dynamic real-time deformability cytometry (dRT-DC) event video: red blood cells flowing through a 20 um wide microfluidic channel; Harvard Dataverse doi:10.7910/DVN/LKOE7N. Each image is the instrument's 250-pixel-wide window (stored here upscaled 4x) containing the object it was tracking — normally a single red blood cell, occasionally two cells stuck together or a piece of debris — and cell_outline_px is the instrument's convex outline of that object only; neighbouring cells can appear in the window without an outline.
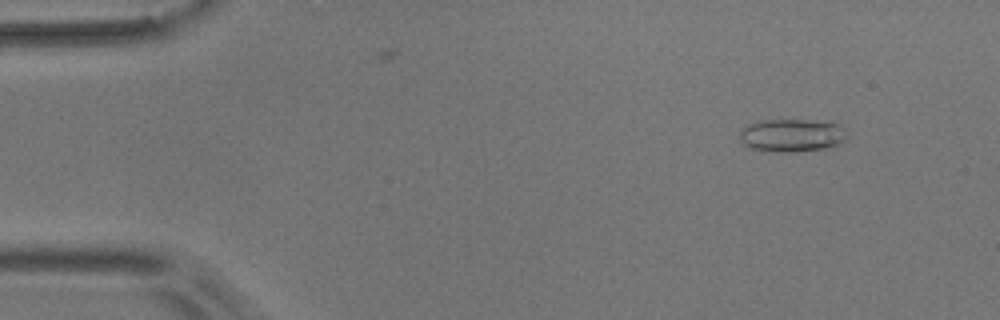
{"species": "common noctule bat (a hibernating species)", "species_latin": "Nyctalus noctula", "temperature_condition": "room temperature", "stored_images_in_passage": 55, "camera_frame_rate_fps": 3000, "um_per_image_px": 0.085, "animal": {"sex": "male", "body_mass_g": 17.9}, "frame": {"image": 1, "passage_image": 5, "time_ms": 1.333, "image_size_px": [1000, 320], "cell_outline_px": [[848, 136], [840, 144], [824, 148], [792, 152], [780, 152], [748, 148], [740, 140], [740, 132], [748, 124], [764, 120], [832, 120]], "centroid_in_image_um": [67.31, 11.49], "position_along_channel_um": 17.7, "area_um2": 20.58}}
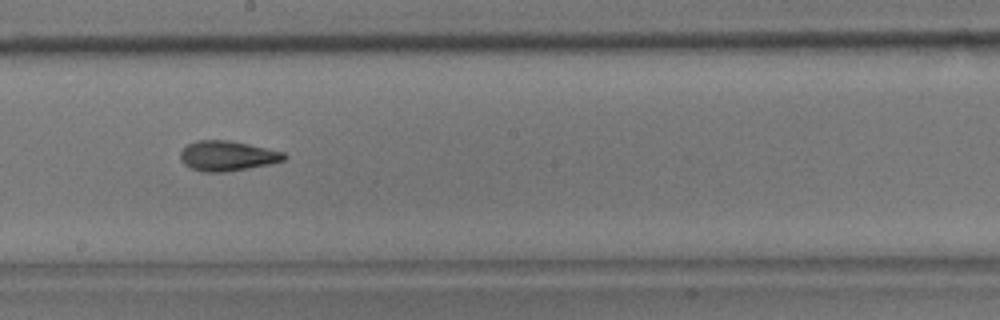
{"frame": {"image": 2, "passage_image": 30, "time_ms": 9.667, "image_size_px": [1000, 320], "cell_outline_px": [[288, 156], [284, 160], [268, 164], [248, 168], [224, 172], [204, 172], [192, 168], [184, 164], [180, 160], [180, 152], [188, 144], [200, 140], [228, 140], [248, 144], [284, 152]], "centroid_in_image_um": [19.31, 13.25], "position_along_channel_um": 228.9, "area_um2": 17.98}}
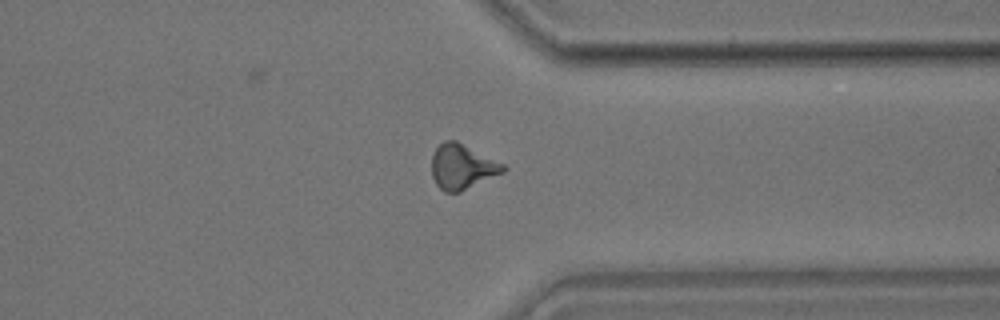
{"frame": {"image": 3, "passage_image": 42, "time_ms": 13.667, "image_size_px": [1000, 320], "cell_outline_px": [[508, 168], [504, 172], [460, 192], [444, 192], [436, 184], [432, 176], [432, 156], [436, 148], [444, 140], [456, 140], [504, 164]], "centroid_in_image_um": [39.28, 14.17], "position_along_channel_um": 372.1, "area_um2": 18.67}, "authors_computed_cell_mechanics": {"area_um2": 17.918, "velocity_mm_per_s": 3.639, "shape_relaxation_time_tau1_ms": null, "shape_relaxation_time_tau2_ms": 1.8113, "deformation_change_tau1": null, "deformation_change_tau2": 0.0898}}